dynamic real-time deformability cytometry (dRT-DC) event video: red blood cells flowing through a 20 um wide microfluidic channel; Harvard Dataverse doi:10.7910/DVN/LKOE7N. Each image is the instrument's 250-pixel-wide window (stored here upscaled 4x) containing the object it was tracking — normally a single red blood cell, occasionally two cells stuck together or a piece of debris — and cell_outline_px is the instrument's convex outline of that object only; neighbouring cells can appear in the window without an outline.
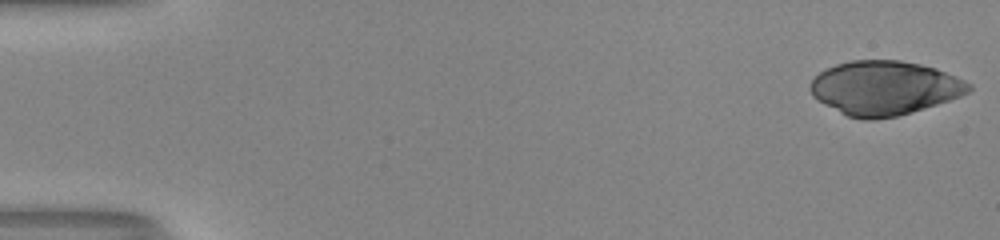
{"species": "human", "species_latin": "Homo sapiens", "temperature_condition": "room temperature", "stored_images_in_passage": 52, "camera_frame_rate_fps": 3000, "um_per_image_px": 0.085, "donor": {"sex": "male"}, "frame": {"image": 1, "passage_image": 1, "time_ms": 0.0, "image_size_px": [1000, 240], "cell_outline_px": [[972, 88], [968, 92], [960, 96], [912, 112], [896, 116], [872, 120], [864, 120], [848, 116], [824, 104], [812, 96], [808, 88], [808, 84], [820, 72], [836, 64], [852, 60], [900, 60], [920, 64], [936, 68], [956, 76], [972, 84]], "centroid_in_image_um": [75.16, 7.47], "position_along_channel_um": 9.8, "area_um2": 49.88}}
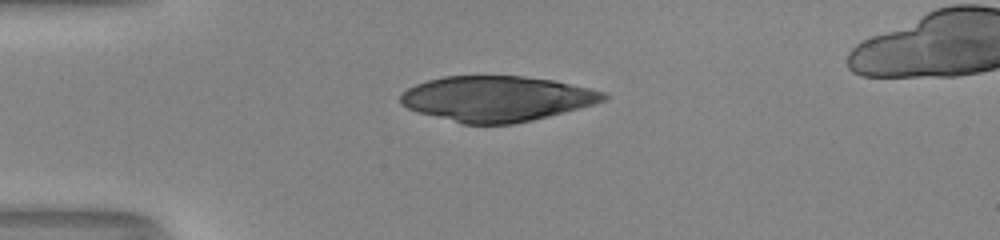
{"frame": {"image": 2, "passage_image": 14, "time_ms": 4.333, "image_size_px": [1000, 240], "cell_outline_px": [[608, 96], [604, 100], [580, 108], [532, 120], [512, 124], [464, 124], [416, 112], [400, 104], [400, 92], [416, 84], [428, 80], [444, 76], [524, 76], [552, 80], [588, 88], [604, 92]], "centroid_in_image_um": [42.16, 8.39], "position_along_channel_um": 42.8, "area_um2": 53.47}}